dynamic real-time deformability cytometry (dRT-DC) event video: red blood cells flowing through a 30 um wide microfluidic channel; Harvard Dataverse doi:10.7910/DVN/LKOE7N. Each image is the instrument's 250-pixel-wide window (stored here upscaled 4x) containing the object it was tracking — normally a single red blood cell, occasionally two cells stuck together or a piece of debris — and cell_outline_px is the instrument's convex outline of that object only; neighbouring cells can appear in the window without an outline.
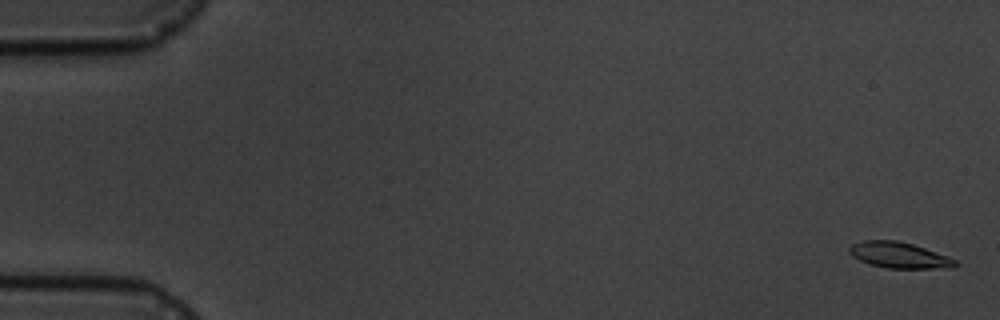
{"species": "common noctule bat (a hibernating species)", "species_latin": "Nyctalus noctula", "temperature_condition": "cold", "stored_images_in_passage": 6, "camera_frame_rate_fps": 3000, "um_per_image_px": 0.085, "animal": {"sex": "male", "body_mass_g": 19.5, "forearm_length_mm": 54.6}, "frame": {"image": 1, "passage_image": 1, "time_ms": 0.0, "image_size_px": [1000, 320], "cell_outline_px": [[960, 264], [952, 268], [888, 268], [868, 264], [852, 256], [848, 252], [848, 248], [852, 244], [864, 240], [896, 240], [912, 244], [948, 256], [956, 260]], "centroid_in_image_um": [76.43, 21.69], "position_along_channel_um": 8.6, "area_um2": 16.07}}